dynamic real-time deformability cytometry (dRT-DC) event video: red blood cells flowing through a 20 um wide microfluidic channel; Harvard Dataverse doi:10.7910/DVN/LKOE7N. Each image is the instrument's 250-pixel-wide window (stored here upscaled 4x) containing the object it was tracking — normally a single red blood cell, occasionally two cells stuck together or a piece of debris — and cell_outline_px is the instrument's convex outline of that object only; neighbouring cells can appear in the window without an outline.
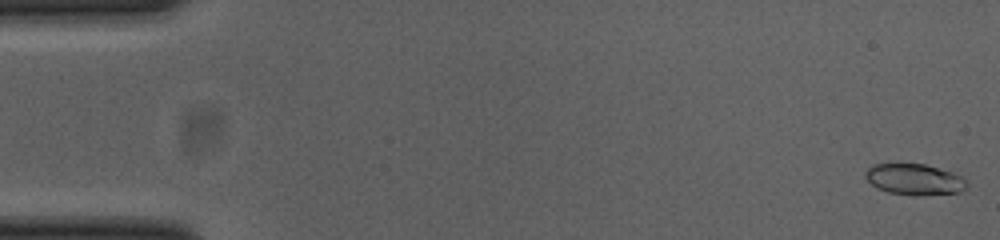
{"species": "common noctule bat (a hibernating species)", "species_latin": "Nyctalus noctula", "temperature_condition": "cold", "stored_images_in_passage": 53, "camera_frame_rate_fps": 3000, "um_per_image_px": 0.085, "animal": {"sex": "female", "body_mass_g": 23.0, "forearm_length_mm": 53.4}, "frame": {"image": 1, "passage_image": 1, "time_ms": 0.0, "image_size_px": [1000, 240], "cell_outline_px": [[968, 188], [960, 192], [924, 196], [912, 196], [888, 192], [876, 188], [864, 176], [864, 172], [872, 164], [888, 160], [900, 160], [924, 164], [952, 172], [964, 176], [968, 180]], "centroid_in_image_um": [77.7, 15.2], "position_along_channel_um": 7.3, "area_um2": 19.71}}
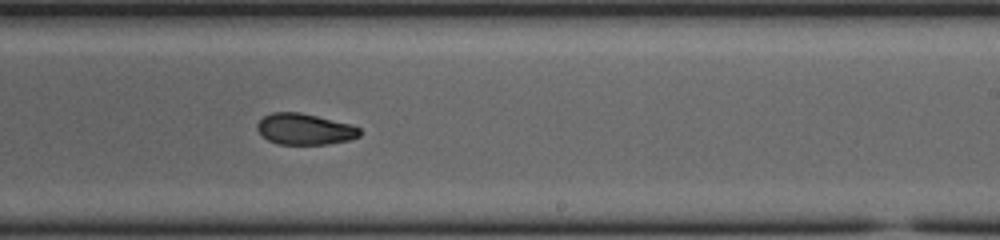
{"frame": {"image": 2, "passage_image": 32, "time_ms": 10.333, "image_size_px": [1000, 240], "cell_outline_px": [[360, 136], [348, 140], [328, 144], [276, 144], [268, 140], [256, 128], [256, 124], [264, 116], [272, 112], [300, 112], [352, 124], [360, 128]], "centroid_in_image_um": [25.9, 10.97], "position_along_channel_um": 263.1, "area_um2": 18.61}}
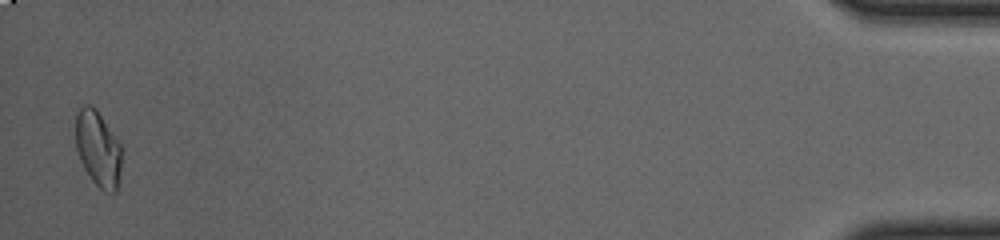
{"frame": {"image": 3, "passage_image": 52, "time_ms": 17.0, "image_size_px": [1000, 240], "cell_outline_px": [[124, 148], [116, 192], [108, 192], [100, 188], [92, 180], [84, 168], [80, 160], [76, 148], [76, 116], [80, 108], [84, 104], [92, 104], [96, 108]], "centroid_in_image_um": [8.36, 12.61], "position_along_channel_um": 426.8, "area_um2": 20.52}, "authors_computed_cell_mechanics": {"area_um2": 19.5364, "velocity_mm_per_s": 3.8574, "shape_relaxation_time_tau1_ms": 7.448, "shape_relaxation_time_tau2_ms": 3.4865, "deformation_change_tau1": 0.1564, "deformation_change_tau2": 0.0786}}